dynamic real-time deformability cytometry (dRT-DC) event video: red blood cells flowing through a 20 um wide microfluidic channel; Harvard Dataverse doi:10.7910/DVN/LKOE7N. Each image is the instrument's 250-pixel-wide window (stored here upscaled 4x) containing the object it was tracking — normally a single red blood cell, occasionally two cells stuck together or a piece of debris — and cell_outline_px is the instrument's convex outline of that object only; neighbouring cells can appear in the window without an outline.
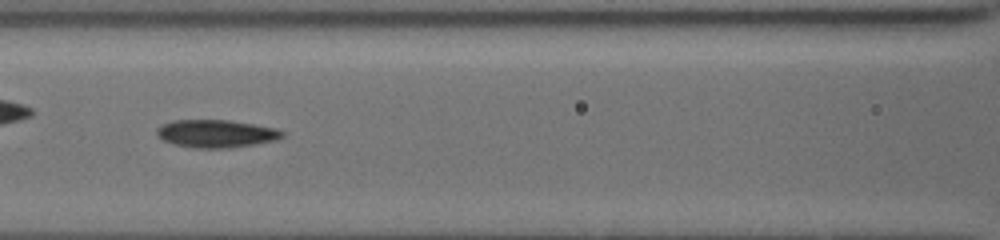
{"species": "common noctule bat (a hibernating species)", "species_latin": "Nyctalus noctula", "temperature_condition": "cold", "stored_images_in_passage": 35, "camera_frame_rate_fps": 3000, "um_per_image_px": 0.085, "animal": {"sex": "female", "body_mass_g": 19.5, "forearm_length_mm": 54.1}, "frame": {"image": 1, "passage_image": 20, "time_ms": 9.333, "image_size_px": [1000, 240], "cell_outline_px": [[288, 132], [284, 136], [276, 140], [256, 144], [232, 148], [196, 148], [172, 144], [164, 140], [156, 132], [156, 128], [164, 124], [176, 120], [228, 120], [276, 128]], "centroid_in_image_um": [18.43, 11.37], "position_along_channel_um": 148.2, "area_um2": 20.35}}
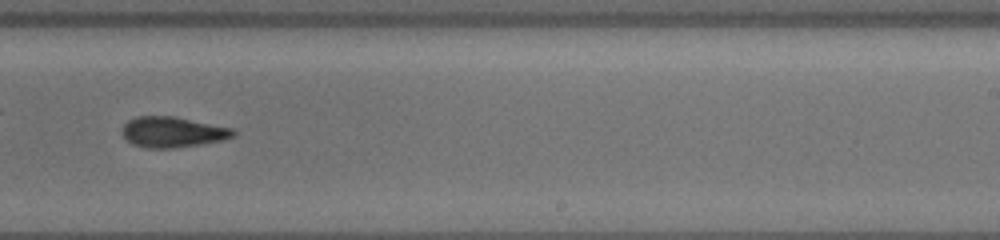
{"frame": {"image": 2, "passage_image": 30, "time_ms": 12.667, "image_size_px": [1000, 240], "cell_outline_px": [[236, 136], [224, 140], [204, 144], [172, 148], [148, 148], [132, 144], [120, 132], [124, 124], [128, 120], [136, 116], [172, 116], [236, 128]], "centroid_in_image_um": [14.72, 11.22], "position_along_channel_um": 274.3, "area_um2": 20.11}}